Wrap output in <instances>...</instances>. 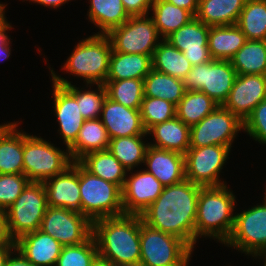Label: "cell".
Segmentation results:
<instances>
[{"instance_id": "obj_11", "label": "cell", "mask_w": 266, "mask_h": 266, "mask_svg": "<svg viewBox=\"0 0 266 266\" xmlns=\"http://www.w3.org/2000/svg\"><path fill=\"white\" fill-rule=\"evenodd\" d=\"M244 130V123L223 105L190 127V147L211 145L232 147L238 131Z\"/></svg>"}, {"instance_id": "obj_32", "label": "cell", "mask_w": 266, "mask_h": 266, "mask_svg": "<svg viewBox=\"0 0 266 266\" xmlns=\"http://www.w3.org/2000/svg\"><path fill=\"white\" fill-rule=\"evenodd\" d=\"M230 62L237 75H266V40H247Z\"/></svg>"}, {"instance_id": "obj_37", "label": "cell", "mask_w": 266, "mask_h": 266, "mask_svg": "<svg viewBox=\"0 0 266 266\" xmlns=\"http://www.w3.org/2000/svg\"><path fill=\"white\" fill-rule=\"evenodd\" d=\"M146 135H135L110 139L108 150L128 171L144 163L149 144L143 142Z\"/></svg>"}, {"instance_id": "obj_46", "label": "cell", "mask_w": 266, "mask_h": 266, "mask_svg": "<svg viewBox=\"0 0 266 266\" xmlns=\"http://www.w3.org/2000/svg\"><path fill=\"white\" fill-rule=\"evenodd\" d=\"M12 26L8 21H6L1 27H0V61H3L6 58H9L11 54V48H10V38L6 34V30L11 29ZM2 59V60H1Z\"/></svg>"}, {"instance_id": "obj_44", "label": "cell", "mask_w": 266, "mask_h": 266, "mask_svg": "<svg viewBox=\"0 0 266 266\" xmlns=\"http://www.w3.org/2000/svg\"><path fill=\"white\" fill-rule=\"evenodd\" d=\"M156 0H122L124 9L129 16L149 15L151 6Z\"/></svg>"}, {"instance_id": "obj_18", "label": "cell", "mask_w": 266, "mask_h": 266, "mask_svg": "<svg viewBox=\"0 0 266 266\" xmlns=\"http://www.w3.org/2000/svg\"><path fill=\"white\" fill-rule=\"evenodd\" d=\"M47 204L81 213V197L79 188V162L73 161L64 172L49 178L43 183Z\"/></svg>"}, {"instance_id": "obj_56", "label": "cell", "mask_w": 266, "mask_h": 266, "mask_svg": "<svg viewBox=\"0 0 266 266\" xmlns=\"http://www.w3.org/2000/svg\"><path fill=\"white\" fill-rule=\"evenodd\" d=\"M266 190V189H265ZM264 202H266V192H265V196H264Z\"/></svg>"}, {"instance_id": "obj_19", "label": "cell", "mask_w": 266, "mask_h": 266, "mask_svg": "<svg viewBox=\"0 0 266 266\" xmlns=\"http://www.w3.org/2000/svg\"><path fill=\"white\" fill-rule=\"evenodd\" d=\"M101 114L100 120L110 139L148 135L141 120L140 109L126 107L106 97Z\"/></svg>"}, {"instance_id": "obj_17", "label": "cell", "mask_w": 266, "mask_h": 266, "mask_svg": "<svg viewBox=\"0 0 266 266\" xmlns=\"http://www.w3.org/2000/svg\"><path fill=\"white\" fill-rule=\"evenodd\" d=\"M209 28L195 16L165 40L182 51L193 66L203 64L212 60L208 48Z\"/></svg>"}, {"instance_id": "obj_41", "label": "cell", "mask_w": 266, "mask_h": 266, "mask_svg": "<svg viewBox=\"0 0 266 266\" xmlns=\"http://www.w3.org/2000/svg\"><path fill=\"white\" fill-rule=\"evenodd\" d=\"M140 112L143 126L147 132L152 126L174 118L176 106L161 98L144 97Z\"/></svg>"}, {"instance_id": "obj_15", "label": "cell", "mask_w": 266, "mask_h": 266, "mask_svg": "<svg viewBox=\"0 0 266 266\" xmlns=\"http://www.w3.org/2000/svg\"><path fill=\"white\" fill-rule=\"evenodd\" d=\"M143 170L126 177L121 189L124 214H142L162 193L164 186L161 182Z\"/></svg>"}, {"instance_id": "obj_2", "label": "cell", "mask_w": 266, "mask_h": 266, "mask_svg": "<svg viewBox=\"0 0 266 266\" xmlns=\"http://www.w3.org/2000/svg\"><path fill=\"white\" fill-rule=\"evenodd\" d=\"M98 256L125 265L140 262V215L123 214L93 222Z\"/></svg>"}, {"instance_id": "obj_28", "label": "cell", "mask_w": 266, "mask_h": 266, "mask_svg": "<svg viewBox=\"0 0 266 266\" xmlns=\"http://www.w3.org/2000/svg\"><path fill=\"white\" fill-rule=\"evenodd\" d=\"M247 0H199L196 17L208 26L234 25Z\"/></svg>"}, {"instance_id": "obj_27", "label": "cell", "mask_w": 266, "mask_h": 266, "mask_svg": "<svg viewBox=\"0 0 266 266\" xmlns=\"http://www.w3.org/2000/svg\"><path fill=\"white\" fill-rule=\"evenodd\" d=\"M152 70V56L112 50L106 80L144 79Z\"/></svg>"}, {"instance_id": "obj_24", "label": "cell", "mask_w": 266, "mask_h": 266, "mask_svg": "<svg viewBox=\"0 0 266 266\" xmlns=\"http://www.w3.org/2000/svg\"><path fill=\"white\" fill-rule=\"evenodd\" d=\"M19 123H9L0 132V174H24L23 132Z\"/></svg>"}, {"instance_id": "obj_4", "label": "cell", "mask_w": 266, "mask_h": 266, "mask_svg": "<svg viewBox=\"0 0 266 266\" xmlns=\"http://www.w3.org/2000/svg\"><path fill=\"white\" fill-rule=\"evenodd\" d=\"M82 40L75 46L62 69L85 79L86 86L104 84L113 50L110 38L107 34L95 33Z\"/></svg>"}, {"instance_id": "obj_53", "label": "cell", "mask_w": 266, "mask_h": 266, "mask_svg": "<svg viewBox=\"0 0 266 266\" xmlns=\"http://www.w3.org/2000/svg\"><path fill=\"white\" fill-rule=\"evenodd\" d=\"M117 266H145L142 263L138 262V263H133V264H125V265H117Z\"/></svg>"}, {"instance_id": "obj_39", "label": "cell", "mask_w": 266, "mask_h": 266, "mask_svg": "<svg viewBox=\"0 0 266 266\" xmlns=\"http://www.w3.org/2000/svg\"><path fill=\"white\" fill-rule=\"evenodd\" d=\"M107 97L126 107L140 109L144 98L143 79L106 80Z\"/></svg>"}, {"instance_id": "obj_31", "label": "cell", "mask_w": 266, "mask_h": 266, "mask_svg": "<svg viewBox=\"0 0 266 266\" xmlns=\"http://www.w3.org/2000/svg\"><path fill=\"white\" fill-rule=\"evenodd\" d=\"M89 7L90 22L100 29L97 34H108L130 18L122 0H90Z\"/></svg>"}, {"instance_id": "obj_23", "label": "cell", "mask_w": 266, "mask_h": 266, "mask_svg": "<svg viewBox=\"0 0 266 266\" xmlns=\"http://www.w3.org/2000/svg\"><path fill=\"white\" fill-rule=\"evenodd\" d=\"M152 134L155 148L176 151L185 154L190 148V126L182 122L177 116L163 123L152 126L147 132Z\"/></svg>"}, {"instance_id": "obj_42", "label": "cell", "mask_w": 266, "mask_h": 266, "mask_svg": "<svg viewBox=\"0 0 266 266\" xmlns=\"http://www.w3.org/2000/svg\"><path fill=\"white\" fill-rule=\"evenodd\" d=\"M29 182L24 174H0V209L6 211Z\"/></svg>"}, {"instance_id": "obj_10", "label": "cell", "mask_w": 266, "mask_h": 266, "mask_svg": "<svg viewBox=\"0 0 266 266\" xmlns=\"http://www.w3.org/2000/svg\"><path fill=\"white\" fill-rule=\"evenodd\" d=\"M107 35L114 51L128 54L152 56L161 41L154 20L148 15L130 16Z\"/></svg>"}, {"instance_id": "obj_50", "label": "cell", "mask_w": 266, "mask_h": 266, "mask_svg": "<svg viewBox=\"0 0 266 266\" xmlns=\"http://www.w3.org/2000/svg\"><path fill=\"white\" fill-rule=\"evenodd\" d=\"M28 1V0H27ZM33 3H38L40 5H43L44 7H51L55 9L60 7L61 5L65 4L66 2L70 0H30Z\"/></svg>"}, {"instance_id": "obj_38", "label": "cell", "mask_w": 266, "mask_h": 266, "mask_svg": "<svg viewBox=\"0 0 266 266\" xmlns=\"http://www.w3.org/2000/svg\"><path fill=\"white\" fill-rule=\"evenodd\" d=\"M236 25L247 40H266V0H247Z\"/></svg>"}, {"instance_id": "obj_40", "label": "cell", "mask_w": 266, "mask_h": 266, "mask_svg": "<svg viewBox=\"0 0 266 266\" xmlns=\"http://www.w3.org/2000/svg\"><path fill=\"white\" fill-rule=\"evenodd\" d=\"M98 256V248L94 236L79 245L63 246L56 266H91Z\"/></svg>"}, {"instance_id": "obj_8", "label": "cell", "mask_w": 266, "mask_h": 266, "mask_svg": "<svg viewBox=\"0 0 266 266\" xmlns=\"http://www.w3.org/2000/svg\"><path fill=\"white\" fill-rule=\"evenodd\" d=\"M47 207V194L43 183L30 181L5 211L9 231L15 241L26 233L40 229Z\"/></svg>"}, {"instance_id": "obj_14", "label": "cell", "mask_w": 266, "mask_h": 266, "mask_svg": "<svg viewBox=\"0 0 266 266\" xmlns=\"http://www.w3.org/2000/svg\"><path fill=\"white\" fill-rule=\"evenodd\" d=\"M230 149L222 145L190 147L184 154L186 180L202 187L224 185L219 173L229 158Z\"/></svg>"}, {"instance_id": "obj_21", "label": "cell", "mask_w": 266, "mask_h": 266, "mask_svg": "<svg viewBox=\"0 0 266 266\" xmlns=\"http://www.w3.org/2000/svg\"><path fill=\"white\" fill-rule=\"evenodd\" d=\"M146 171L154 175L166 187L178 184L185 177V156L176 151L148 146L145 159Z\"/></svg>"}, {"instance_id": "obj_54", "label": "cell", "mask_w": 266, "mask_h": 266, "mask_svg": "<svg viewBox=\"0 0 266 266\" xmlns=\"http://www.w3.org/2000/svg\"><path fill=\"white\" fill-rule=\"evenodd\" d=\"M258 256H260V258L264 256V257H263L264 260H265V262H264V266H266V252H264V253H260V254L256 255L255 257L257 258Z\"/></svg>"}, {"instance_id": "obj_48", "label": "cell", "mask_w": 266, "mask_h": 266, "mask_svg": "<svg viewBox=\"0 0 266 266\" xmlns=\"http://www.w3.org/2000/svg\"><path fill=\"white\" fill-rule=\"evenodd\" d=\"M14 253H17V255L14 257L10 255L5 266H34L18 250Z\"/></svg>"}, {"instance_id": "obj_52", "label": "cell", "mask_w": 266, "mask_h": 266, "mask_svg": "<svg viewBox=\"0 0 266 266\" xmlns=\"http://www.w3.org/2000/svg\"><path fill=\"white\" fill-rule=\"evenodd\" d=\"M5 4H1L0 3V27L6 22V18H5Z\"/></svg>"}, {"instance_id": "obj_12", "label": "cell", "mask_w": 266, "mask_h": 266, "mask_svg": "<svg viewBox=\"0 0 266 266\" xmlns=\"http://www.w3.org/2000/svg\"><path fill=\"white\" fill-rule=\"evenodd\" d=\"M225 244L252 257L266 252V202L235 215Z\"/></svg>"}, {"instance_id": "obj_20", "label": "cell", "mask_w": 266, "mask_h": 266, "mask_svg": "<svg viewBox=\"0 0 266 266\" xmlns=\"http://www.w3.org/2000/svg\"><path fill=\"white\" fill-rule=\"evenodd\" d=\"M54 110L59 123V134L68 149L77 139L85 121L76 98L64 87L53 82Z\"/></svg>"}, {"instance_id": "obj_47", "label": "cell", "mask_w": 266, "mask_h": 266, "mask_svg": "<svg viewBox=\"0 0 266 266\" xmlns=\"http://www.w3.org/2000/svg\"><path fill=\"white\" fill-rule=\"evenodd\" d=\"M167 2L178 6L179 8L186 9L194 16L197 15L199 0H166Z\"/></svg>"}, {"instance_id": "obj_34", "label": "cell", "mask_w": 266, "mask_h": 266, "mask_svg": "<svg viewBox=\"0 0 266 266\" xmlns=\"http://www.w3.org/2000/svg\"><path fill=\"white\" fill-rule=\"evenodd\" d=\"M144 97L161 98L173 103L180 102L185 93L184 81L152 69L143 79Z\"/></svg>"}, {"instance_id": "obj_33", "label": "cell", "mask_w": 266, "mask_h": 266, "mask_svg": "<svg viewBox=\"0 0 266 266\" xmlns=\"http://www.w3.org/2000/svg\"><path fill=\"white\" fill-rule=\"evenodd\" d=\"M52 82L64 86L77 100L82 117L85 120L100 118L101 110L104 101L107 97V91L104 84H97L98 91H83L72 85L67 79L56 75L53 70H50Z\"/></svg>"}, {"instance_id": "obj_13", "label": "cell", "mask_w": 266, "mask_h": 266, "mask_svg": "<svg viewBox=\"0 0 266 266\" xmlns=\"http://www.w3.org/2000/svg\"><path fill=\"white\" fill-rule=\"evenodd\" d=\"M39 230L63 246L79 245L93 235V223L77 211L48 206Z\"/></svg>"}, {"instance_id": "obj_16", "label": "cell", "mask_w": 266, "mask_h": 266, "mask_svg": "<svg viewBox=\"0 0 266 266\" xmlns=\"http://www.w3.org/2000/svg\"><path fill=\"white\" fill-rule=\"evenodd\" d=\"M266 99V75H237L223 106L243 123L253 109Z\"/></svg>"}, {"instance_id": "obj_30", "label": "cell", "mask_w": 266, "mask_h": 266, "mask_svg": "<svg viewBox=\"0 0 266 266\" xmlns=\"http://www.w3.org/2000/svg\"><path fill=\"white\" fill-rule=\"evenodd\" d=\"M192 64L183 52L162 39L152 55V69L184 80L192 68Z\"/></svg>"}, {"instance_id": "obj_55", "label": "cell", "mask_w": 266, "mask_h": 266, "mask_svg": "<svg viewBox=\"0 0 266 266\" xmlns=\"http://www.w3.org/2000/svg\"><path fill=\"white\" fill-rule=\"evenodd\" d=\"M9 123L0 125V132L8 125Z\"/></svg>"}, {"instance_id": "obj_1", "label": "cell", "mask_w": 266, "mask_h": 266, "mask_svg": "<svg viewBox=\"0 0 266 266\" xmlns=\"http://www.w3.org/2000/svg\"><path fill=\"white\" fill-rule=\"evenodd\" d=\"M201 187L186 179L164 187L160 196L140 214L142 222L179 237L193 249L197 201Z\"/></svg>"}, {"instance_id": "obj_35", "label": "cell", "mask_w": 266, "mask_h": 266, "mask_svg": "<svg viewBox=\"0 0 266 266\" xmlns=\"http://www.w3.org/2000/svg\"><path fill=\"white\" fill-rule=\"evenodd\" d=\"M155 26L161 39H166L173 32L184 26L195 16L186 9L179 8L166 0H156L151 6Z\"/></svg>"}, {"instance_id": "obj_25", "label": "cell", "mask_w": 266, "mask_h": 266, "mask_svg": "<svg viewBox=\"0 0 266 266\" xmlns=\"http://www.w3.org/2000/svg\"><path fill=\"white\" fill-rule=\"evenodd\" d=\"M246 42V35L236 24L209 28L208 48L214 60H230Z\"/></svg>"}, {"instance_id": "obj_45", "label": "cell", "mask_w": 266, "mask_h": 266, "mask_svg": "<svg viewBox=\"0 0 266 266\" xmlns=\"http://www.w3.org/2000/svg\"><path fill=\"white\" fill-rule=\"evenodd\" d=\"M0 246H16L15 239L11 236L5 211L0 209Z\"/></svg>"}, {"instance_id": "obj_9", "label": "cell", "mask_w": 266, "mask_h": 266, "mask_svg": "<svg viewBox=\"0 0 266 266\" xmlns=\"http://www.w3.org/2000/svg\"><path fill=\"white\" fill-rule=\"evenodd\" d=\"M237 72L230 60H214L192 66L186 76V91H201L223 105L234 85Z\"/></svg>"}, {"instance_id": "obj_36", "label": "cell", "mask_w": 266, "mask_h": 266, "mask_svg": "<svg viewBox=\"0 0 266 266\" xmlns=\"http://www.w3.org/2000/svg\"><path fill=\"white\" fill-rule=\"evenodd\" d=\"M217 106L218 103L201 91H185L176 106V116L191 127L212 113Z\"/></svg>"}, {"instance_id": "obj_26", "label": "cell", "mask_w": 266, "mask_h": 266, "mask_svg": "<svg viewBox=\"0 0 266 266\" xmlns=\"http://www.w3.org/2000/svg\"><path fill=\"white\" fill-rule=\"evenodd\" d=\"M110 138L100 118L85 120L75 142L68 148L73 161L86 154L107 150Z\"/></svg>"}, {"instance_id": "obj_49", "label": "cell", "mask_w": 266, "mask_h": 266, "mask_svg": "<svg viewBox=\"0 0 266 266\" xmlns=\"http://www.w3.org/2000/svg\"><path fill=\"white\" fill-rule=\"evenodd\" d=\"M16 251V246H0V266H5L8 257Z\"/></svg>"}, {"instance_id": "obj_22", "label": "cell", "mask_w": 266, "mask_h": 266, "mask_svg": "<svg viewBox=\"0 0 266 266\" xmlns=\"http://www.w3.org/2000/svg\"><path fill=\"white\" fill-rule=\"evenodd\" d=\"M18 250L34 266H56L63 245L50 235L36 230L16 241Z\"/></svg>"}, {"instance_id": "obj_43", "label": "cell", "mask_w": 266, "mask_h": 266, "mask_svg": "<svg viewBox=\"0 0 266 266\" xmlns=\"http://www.w3.org/2000/svg\"><path fill=\"white\" fill-rule=\"evenodd\" d=\"M259 143L266 144V99L260 102L244 122V130Z\"/></svg>"}, {"instance_id": "obj_51", "label": "cell", "mask_w": 266, "mask_h": 266, "mask_svg": "<svg viewBox=\"0 0 266 266\" xmlns=\"http://www.w3.org/2000/svg\"><path fill=\"white\" fill-rule=\"evenodd\" d=\"M91 266H117L113 262L103 259L100 256H97L95 260L91 263Z\"/></svg>"}, {"instance_id": "obj_6", "label": "cell", "mask_w": 266, "mask_h": 266, "mask_svg": "<svg viewBox=\"0 0 266 266\" xmlns=\"http://www.w3.org/2000/svg\"><path fill=\"white\" fill-rule=\"evenodd\" d=\"M72 163L68 149L64 152L42 137L23 132L24 175L31 182L44 183L64 172Z\"/></svg>"}, {"instance_id": "obj_29", "label": "cell", "mask_w": 266, "mask_h": 266, "mask_svg": "<svg viewBox=\"0 0 266 266\" xmlns=\"http://www.w3.org/2000/svg\"><path fill=\"white\" fill-rule=\"evenodd\" d=\"M78 162L91 174L117 184L122 189L127 170L108 149L86 154Z\"/></svg>"}, {"instance_id": "obj_7", "label": "cell", "mask_w": 266, "mask_h": 266, "mask_svg": "<svg viewBox=\"0 0 266 266\" xmlns=\"http://www.w3.org/2000/svg\"><path fill=\"white\" fill-rule=\"evenodd\" d=\"M140 263L145 266H188L192 249L179 237L154 229L140 217Z\"/></svg>"}, {"instance_id": "obj_3", "label": "cell", "mask_w": 266, "mask_h": 266, "mask_svg": "<svg viewBox=\"0 0 266 266\" xmlns=\"http://www.w3.org/2000/svg\"><path fill=\"white\" fill-rule=\"evenodd\" d=\"M226 184L201 187L197 201L195 243L202 237L215 238L225 243L229 238L235 214V195Z\"/></svg>"}, {"instance_id": "obj_5", "label": "cell", "mask_w": 266, "mask_h": 266, "mask_svg": "<svg viewBox=\"0 0 266 266\" xmlns=\"http://www.w3.org/2000/svg\"><path fill=\"white\" fill-rule=\"evenodd\" d=\"M81 214L92 223L124 214L122 190L112 182L91 174L79 163Z\"/></svg>"}]
</instances>
